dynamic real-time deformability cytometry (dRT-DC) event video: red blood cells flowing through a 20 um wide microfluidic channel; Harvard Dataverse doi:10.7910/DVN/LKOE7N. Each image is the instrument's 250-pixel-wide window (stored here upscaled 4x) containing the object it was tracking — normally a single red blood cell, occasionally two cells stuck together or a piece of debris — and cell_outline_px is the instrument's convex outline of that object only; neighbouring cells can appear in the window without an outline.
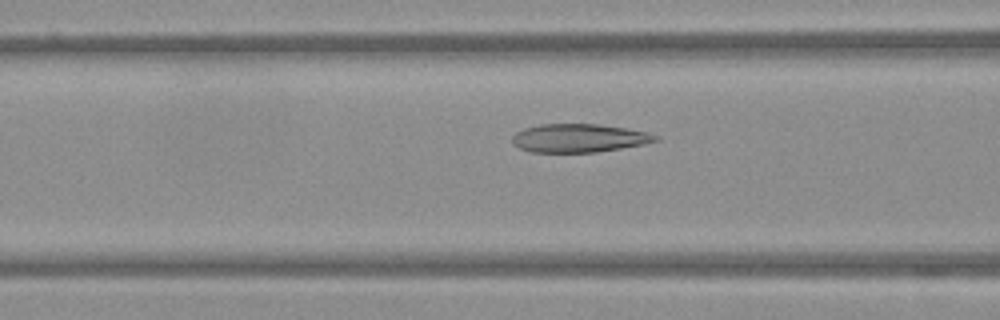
{"species": "Egyptian fruit bat (a non-hibernating species)", "species_latin": "Rousettus aegyptiacus", "temperature_condition": "warm", "stored_images_in_passage": 46, "camera_frame_rate_fps": 3000, "um_per_image_px": 0.085, "frame": {"image": 1, "passage_image": 14, "time_ms": 4.333, "image_size_px": [1000, 320], "cell_outline_px": [[660, 140], [644, 144], [596, 152], [532, 152], [520, 148], [512, 144], [512, 136], [516, 132], [524, 128], [540, 124], [596, 124], [628, 128], [648, 132], [660, 136]], "centroid_in_image_um": [49.23, 11.73], "position_along_channel_um": 117.4, "area_um2": 23.81}}
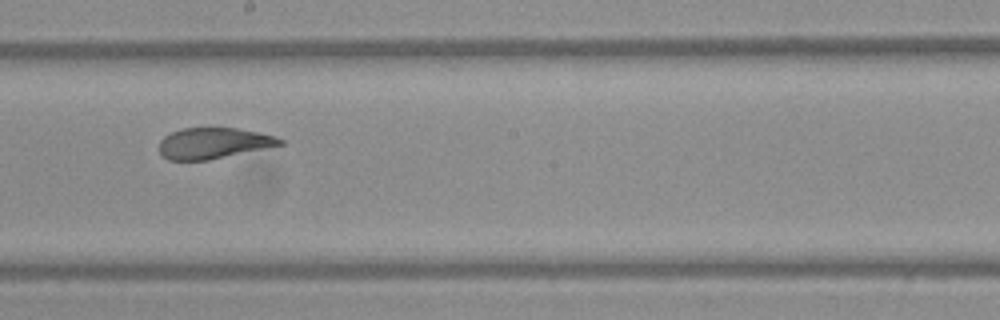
{"frame": {"image": 2, "passage_image": 23, "time_ms": 7.333, "image_size_px": [1000, 320], "cell_outline_px": [[284, 144], [208, 160], [168, 160], [160, 152], [160, 140], [164, 136], [180, 128], [236, 128], [260, 132], [276, 136], [284, 140]], "centroid_in_image_um": [18.16, 12.16], "position_along_channel_um": 230.0, "area_um2": 21.68}}
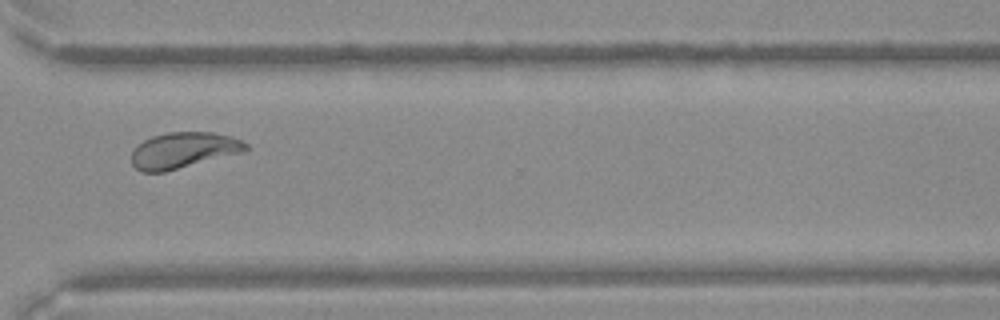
{"frame": {"image": 3, "passage_image": 33, "time_ms": 10.667, "image_size_px": [1000, 320], "cell_outline_px": [[248, 148], [244, 152], [164, 172], [144, 172], [136, 168], [132, 164], [132, 152], [144, 140], [152, 136], [168, 132], [212, 132], [232, 136], [248, 144]], "centroid_in_image_um": [15.62, 12.77], "position_along_channel_um": 355.0, "area_um2": 23.81}}